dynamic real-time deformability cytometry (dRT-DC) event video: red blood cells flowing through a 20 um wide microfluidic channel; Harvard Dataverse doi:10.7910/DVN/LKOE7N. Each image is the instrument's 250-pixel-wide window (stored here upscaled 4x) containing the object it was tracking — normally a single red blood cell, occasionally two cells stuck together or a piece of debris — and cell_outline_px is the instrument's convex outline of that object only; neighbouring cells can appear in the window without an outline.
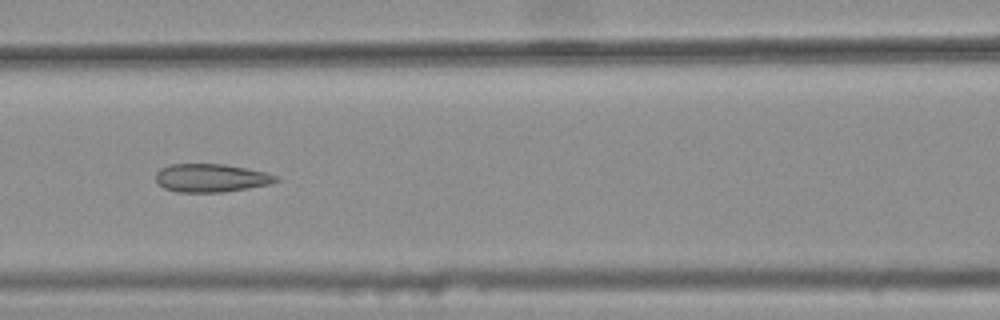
{"species": "common noctule bat (a hibernating species)", "species_latin": "Nyctalus noctula", "temperature_condition": "warm", "stored_images_in_passage": 8, "camera_frame_rate_fps": 3000, "um_per_image_px": 0.085, "animal": {"sex": "female", "body_mass_g": 25.1}, "frame": {"image": 1, "passage_image": 6, "time_ms": 1.667, "image_size_px": [1000, 320], "cell_outline_px": [[280, 180], [268, 184], [220, 192], [176, 192], [164, 188], [156, 180], [156, 172], [160, 168], [168, 164], [224, 164], [264, 172], [276, 176]], "centroid_in_image_um": [17.87, 15.12], "position_along_channel_um": 148.7, "area_um2": 19.48}}
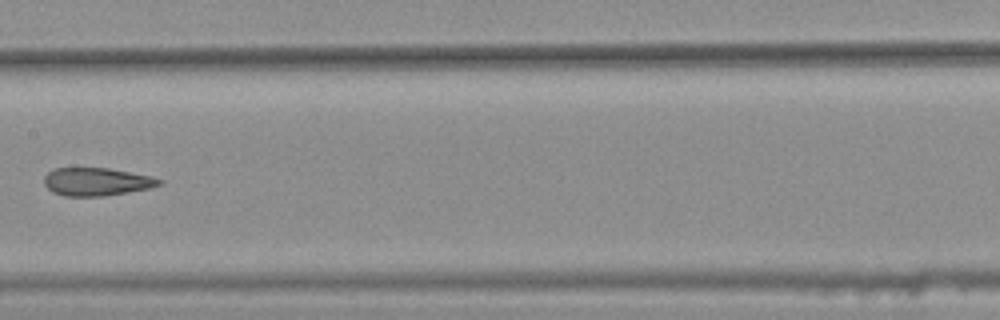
{"frame": {"image": 2, "passage_image": 7, "time_ms": 2.0, "image_size_px": [1000, 320], "cell_outline_px": [[164, 184], [152, 188], [100, 196], [64, 196], [52, 192], [44, 184], [44, 176], [48, 172], [56, 168], [108, 168], [152, 176], [164, 180]], "centroid_in_image_um": [8.24, 15.44], "position_along_channel_um": 199.2, "area_um2": 18.84}}
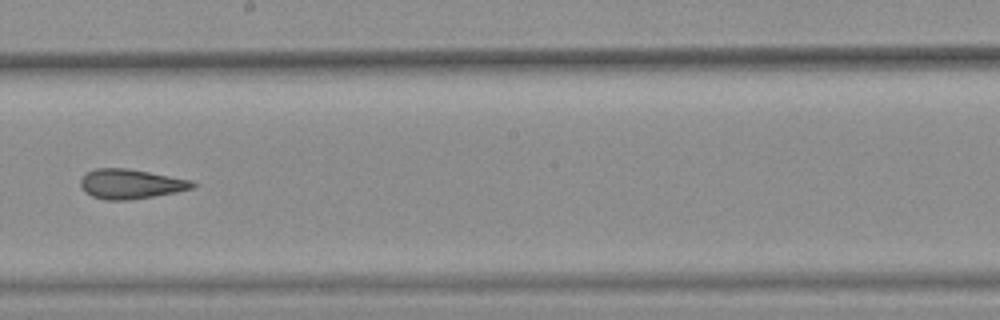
{"frame": {"image": 3, "passage_image": 8, "time_ms": 2.333, "image_size_px": [1000, 320], "cell_outline_px": [[196, 184], [192, 188], [176, 192], [128, 200], [104, 200], [92, 196], [84, 192], [80, 184], [80, 180], [84, 172], [96, 168], [128, 168], [192, 180]], "centroid_in_image_um": [11.05, 15.63], "position_along_channel_um": 237.1, "area_um2": 19.42}}